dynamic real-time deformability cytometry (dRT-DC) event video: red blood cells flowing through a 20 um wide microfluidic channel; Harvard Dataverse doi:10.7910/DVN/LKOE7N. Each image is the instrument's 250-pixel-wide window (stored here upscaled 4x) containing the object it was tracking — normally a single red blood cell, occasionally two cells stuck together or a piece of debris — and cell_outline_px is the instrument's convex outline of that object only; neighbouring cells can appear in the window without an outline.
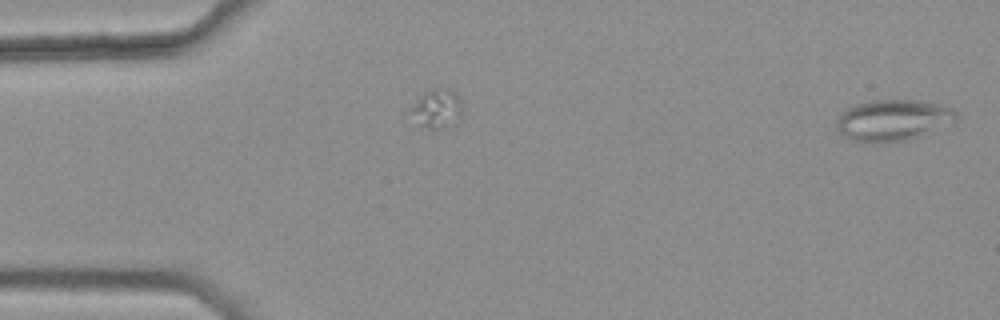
{"species": "common noctule bat (a hibernating species)", "species_latin": "Nyctalus noctula", "temperature_condition": "warm", "stored_images_in_passage": 30, "camera_frame_rate_fps": 3000, "um_per_image_px": 0.085, "animal": {"sex": "female", "body_mass_g": 25.1}, "frame": {"image": 1, "passage_image": 1, "time_ms": 0.0, "image_size_px": [1000, 320], "cell_outline_px": [[956, 124], [908, 140], [884, 144], [868, 144], [852, 140], [844, 136], [840, 132], [836, 124], [836, 120], [848, 108], [856, 104], [872, 100], [916, 100], [940, 104], [952, 108], [956, 112]], "centroid_in_image_um": [75.96, 10.25], "position_along_channel_um": 9.0, "area_um2": 29.36}}